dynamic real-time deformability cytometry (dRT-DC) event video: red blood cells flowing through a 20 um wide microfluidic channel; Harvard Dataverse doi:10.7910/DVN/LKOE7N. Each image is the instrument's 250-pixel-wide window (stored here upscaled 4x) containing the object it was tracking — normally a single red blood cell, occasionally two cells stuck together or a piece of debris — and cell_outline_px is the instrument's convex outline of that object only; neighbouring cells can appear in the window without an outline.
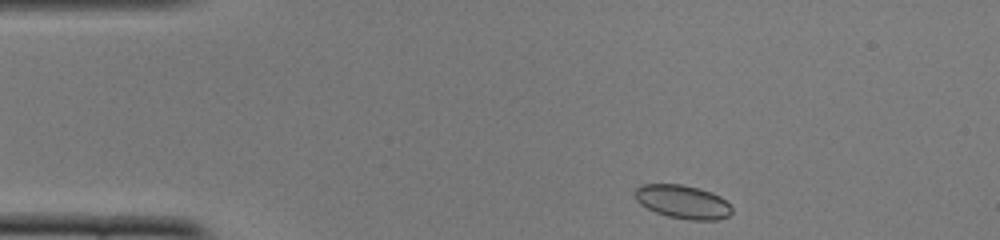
{"species": "common noctule bat (a hibernating species)", "species_latin": "Nyctalus noctula", "temperature_condition": "cold", "stored_images_in_passage": 8, "camera_frame_rate_fps": 3000, "um_per_image_px": 0.085, "animal": {"sex": "female", "body_mass_g": 22.0, "forearm_length_mm": 56.7}, "frame": {"image": 1, "passage_image": 1, "time_ms": 0.0, "image_size_px": [1000, 240], "cell_outline_px": [[732, 212], [728, 216], [716, 220], [688, 220], [668, 216], [656, 212], [640, 204], [636, 200], [636, 188], [640, 184], [680, 184], [700, 188], [712, 192], [720, 196], [732, 208]], "centroid_in_image_um": [58.04, 17.15], "position_along_channel_um": 27.0, "area_um2": 18.9}}